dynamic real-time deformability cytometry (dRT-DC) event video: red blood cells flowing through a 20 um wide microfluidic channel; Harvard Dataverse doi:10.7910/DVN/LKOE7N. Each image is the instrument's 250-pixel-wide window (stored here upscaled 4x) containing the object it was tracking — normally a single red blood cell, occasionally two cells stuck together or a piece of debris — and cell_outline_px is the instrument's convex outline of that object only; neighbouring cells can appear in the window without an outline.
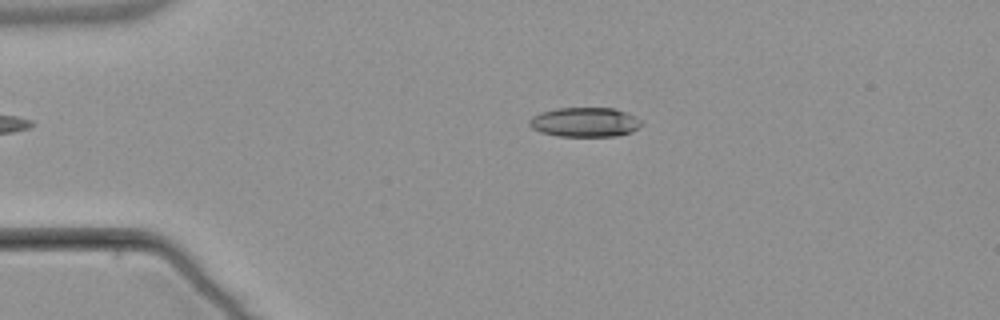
{"species": "common noctule bat (a hibernating species)", "species_latin": "Nyctalus noctula", "temperature_condition": "warm", "stored_images_in_passage": 4, "camera_frame_rate_fps": 3000, "um_per_image_px": 0.085, "animal": {"sex": "male", "body_mass_g": 21.5, "forearm_length_mm": 52.0}, "frame": {"image": 1, "passage_image": 3, "time_ms": 2.667, "image_size_px": [1000, 320], "cell_outline_px": [[644, 120], [632, 132], [616, 136], [556, 136], [540, 132], [532, 128], [528, 124], [528, 120], [532, 116], [540, 112], [556, 108], [612, 108], [636, 116]], "centroid_in_image_um": [49.68, 10.38], "position_along_channel_um": 35.3, "area_um2": 19.36}}